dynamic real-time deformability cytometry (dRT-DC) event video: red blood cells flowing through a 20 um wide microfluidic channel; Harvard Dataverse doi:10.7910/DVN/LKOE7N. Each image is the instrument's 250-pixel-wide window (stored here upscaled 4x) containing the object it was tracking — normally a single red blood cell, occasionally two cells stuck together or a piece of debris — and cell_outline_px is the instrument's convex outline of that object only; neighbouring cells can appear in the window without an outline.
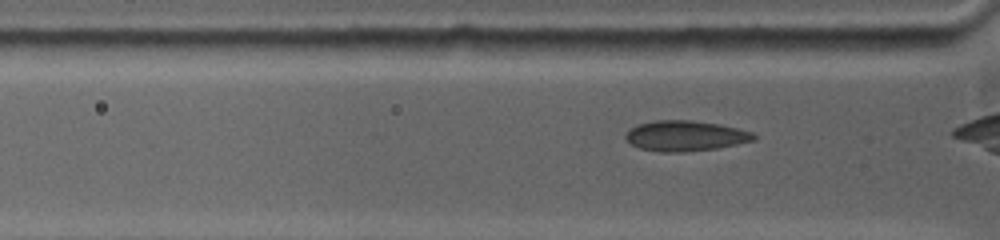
{"species": "common noctule bat (a hibernating species)", "species_latin": "Nyctalus noctula", "temperature_condition": "warm", "stored_images_in_passage": 45, "camera_frame_rate_fps": 5000, "um_per_image_px": 0.085, "animal": {"sex": "female", "body_mass_g": 19.0, "forearm_length_mm": 53.3}, "frame": {"image": 1, "passage_image": 5, "time_ms": 0.8, "image_size_px": [1000, 240], "cell_outline_px": [[756, 136], [752, 140], [736, 144], [716, 148], [680, 152], [660, 152], [640, 148], [632, 144], [624, 136], [632, 128], [640, 124], [656, 120], [692, 120], [720, 124], [752, 132]], "centroid_in_image_um": [58.25, 11.54], "position_along_channel_um": 67.6, "area_um2": 22.31}}
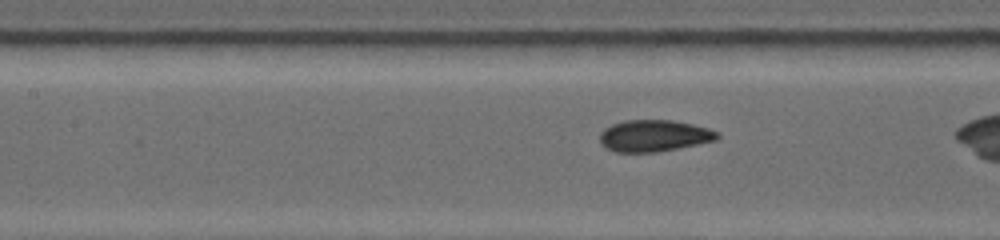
{"frame": {"image": 2, "passage_image": 16, "time_ms": 3.0, "image_size_px": [1000, 240], "cell_outline_px": [[720, 136], [716, 140], [676, 148], [652, 152], [616, 152], [608, 148], [600, 140], [600, 132], [604, 128], [612, 124], [624, 120], [672, 120], [692, 124], [708, 128], [716, 132]], "centroid_in_image_um": [55.57, 11.52], "position_along_channel_um": 151.8, "area_um2": 21.33}}
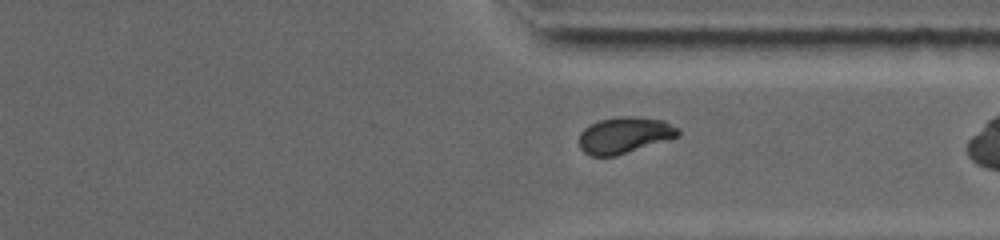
{"frame": {"image": 3, "passage_image": 43, "time_ms": 8.4, "image_size_px": [1000, 240], "cell_outline_px": [[680, 136], [616, 156], [592, 156], [584, 152], [580, 148], [580, 132], [584, 128], [600, 120], [620, 116], [636, 116], [664, 120], [680, 128]], "centroid_in_image_um": [53.12, 11.48], "position_along_channel_um": 358.3, "area_um2": 21.04}}